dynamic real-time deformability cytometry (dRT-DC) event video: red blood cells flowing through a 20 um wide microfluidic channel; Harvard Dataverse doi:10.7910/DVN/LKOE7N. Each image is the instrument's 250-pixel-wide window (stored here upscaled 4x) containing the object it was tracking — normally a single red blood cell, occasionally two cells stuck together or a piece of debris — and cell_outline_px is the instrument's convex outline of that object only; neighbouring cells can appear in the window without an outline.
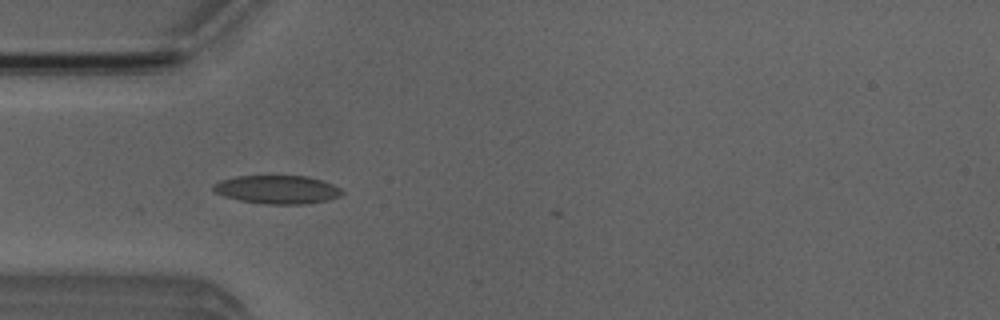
{"species": "Egyptian fruit bat (a non-hibernating species)", "species_latin": "Rousettus aegyptiacus", "temperature_condition": "room temperature", "stored_images_in_passage": 3, "camera_frame_rate_fps": 3000, "um_per_image_px": 0.085, "animal": {"sex": "male"}, "frame": {"image": 1, "passage_image": 1, "time_ms": 0.0, "image_size_px": [1000, 320], "cell_outline_px": [[344, 192], [340, 196], [328, 200], [304, 204], [264, 204], [240, 200], [224, 196], [212, 192], [212, 184], [220, 180], [236, 176], [308, 176], [332, 184], [340, 188]], "centroid_in_image_um": [23.53, 16.11], "position_along_channel_um": 61.5, "area_um2": 21.39}}